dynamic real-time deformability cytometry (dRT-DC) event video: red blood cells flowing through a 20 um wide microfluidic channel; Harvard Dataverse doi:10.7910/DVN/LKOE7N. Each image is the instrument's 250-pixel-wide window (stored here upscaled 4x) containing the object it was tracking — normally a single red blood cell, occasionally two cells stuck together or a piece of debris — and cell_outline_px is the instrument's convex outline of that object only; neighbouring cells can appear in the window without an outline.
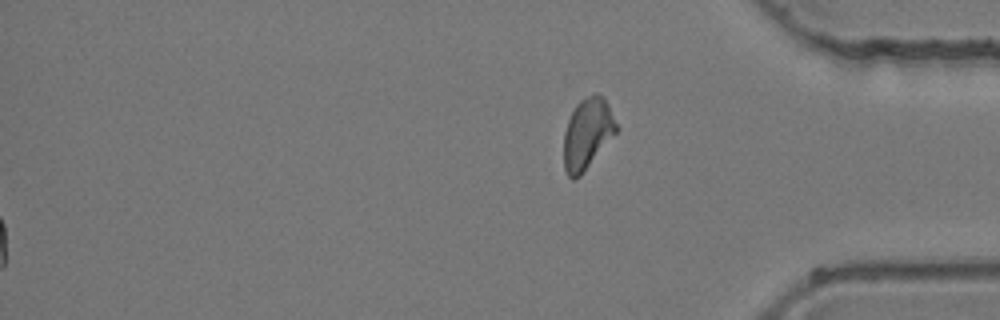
{"species": "common noctule bat (a hibernating species)", "species_latin": "Nyctalus noctula", "temperature_condition": "room temperature", "stored_images_in_passage": 51, "segment_of_instrument_passage": [2, 2], "camera_frame_rate_fps": 3000, "um_per_image_px": 0.085, "animal": {"sex": "female", "body_mass_g": 24.6, "forearm_length_mm": 56.2}, "frame": {"image": 1, "passage_image": 51, "time_ms": 16.667, "image_size_px": [1000, 320], "cell_outline_px": [[616, 132], [580, 176], [572, 180], [568, 176], [564, 168], [564, 132], [568, 120], [576, 104], [584, 96], [596, 92], [608, 104], [616, 124]], "centroid_in_image_um": [49.89, 11.35], "position_along_channel_um": 385.3, "area_um2": 21.33}}